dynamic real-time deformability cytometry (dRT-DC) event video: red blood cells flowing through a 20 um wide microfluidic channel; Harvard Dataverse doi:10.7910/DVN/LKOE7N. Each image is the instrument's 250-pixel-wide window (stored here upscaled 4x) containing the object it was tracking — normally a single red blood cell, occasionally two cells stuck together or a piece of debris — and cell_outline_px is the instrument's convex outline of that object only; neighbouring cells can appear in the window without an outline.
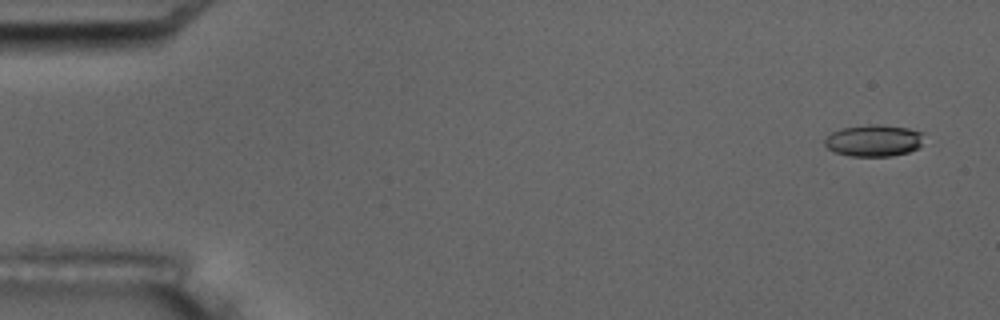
{"species": "common noctule bat (a hibernating species)", "species_latin": "Nyctalus noctula", "temperature_condition": "room temperature", "stored_images_in_passage": 5, "camera_frame_rate_fps": 3000, "um_per_image_px": 0.085, "animal": {"sex": "male", "body_mass_g": 17.5, "forearm_length_mm": 52.3}, "frame": {"image": 1, "passage_image": 1, "time_ms": 0.0, "image_size_px": [1000, 320], "cell_outline_px": [[924, 132], [920, 148], [908, 152], [892, 156], [848, 156], [836, 152], [828, 148], [824, 144], [824, 140], [832, 132], [844, 128], [872, 124], [876, 124], [908, 128]], "centroid_in_image_um": [74.31, 11.95], "position_along_channel_um": 10.7, "area_um2": 18.32}}